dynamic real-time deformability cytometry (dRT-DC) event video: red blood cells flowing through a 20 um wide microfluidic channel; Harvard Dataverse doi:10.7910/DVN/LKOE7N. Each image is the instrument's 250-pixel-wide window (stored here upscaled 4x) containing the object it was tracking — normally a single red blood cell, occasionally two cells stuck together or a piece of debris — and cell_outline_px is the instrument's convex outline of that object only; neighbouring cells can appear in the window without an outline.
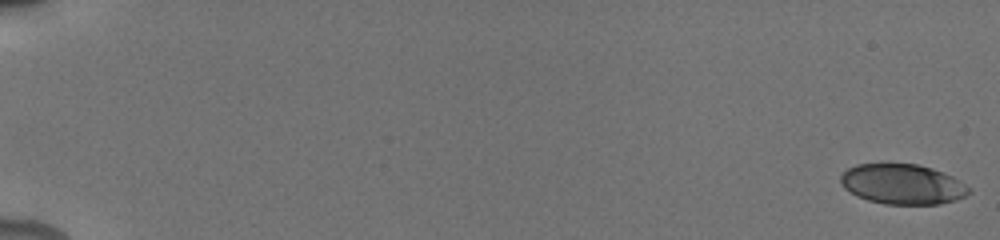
{"species": "human", "species_latin": "Homo sapiens", "temperature_condition": "cold", "stored_images_in_passage": 11, "camera_frame_rate_fps": 3000, "um_per_image_px": 0.085, "donor": {"sex": "male"}, "frame": {"image": 1, "passage_image": 1, "time_ms": 0.0, "image_size_px": [1000, 240], "cell_outline_px": [[972, 192], [956, 200], [940, 204], [884, 204], [868, 200], [856, 196], [844, 188], [840, 184], [840, 176], [848, 168], [856, 164], [880, 160], [916, 164], [932, 168], [944, 172], [952, 176], [972, 188]], "centroid_in_image_um": [76.68, 15.61], "position_along_channel_um": 8.3, "area_um2": 31.04}}
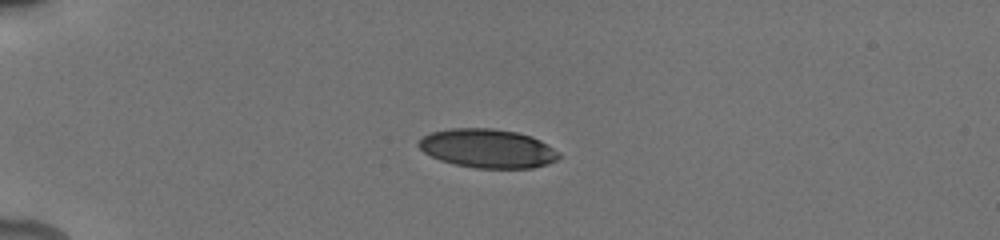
{"frame": {"image": 2, "passage_image": 10, "time_ms": 5.0, "image_size_px": [1000, 240], "cell_outline_px": [[560, 156], [556, 160], [548, 164], [532, 168], [476, 168], [452, 164], [440, 160], [424, 152], [416, 144], [424, 136], [432, 132], [452, 128], [492, 128], [516, 132], [532, 136], [540, 140], [560, 152]], "centroid_in_image_um": [41.46, 12.62], "position_along_channel_um": 43.5, "area_um2": 31.79}}